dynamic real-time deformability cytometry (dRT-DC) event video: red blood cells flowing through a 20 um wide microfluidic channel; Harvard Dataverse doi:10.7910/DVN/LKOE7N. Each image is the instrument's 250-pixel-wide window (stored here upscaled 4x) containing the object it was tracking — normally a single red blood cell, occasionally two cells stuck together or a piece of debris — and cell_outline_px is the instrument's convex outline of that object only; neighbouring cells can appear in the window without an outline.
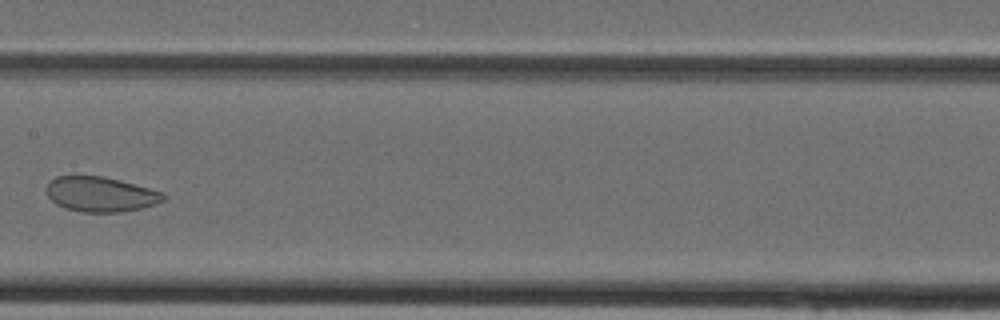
{"species": "Egyptian fruit bat (a non-hibernating species)", "species_latin": "Rousettus aegyptiacus", "temperature_condition": "cold", "stored_images_in_passage": 36, "camera_frame_rate_fps": 3000, "um_per_image_px": 0.085, "animal": {"sex": "female"}, "frame": {"image": 1, "passage_image": 16, "time_ms": 5.0, "image_size_px": [1000, 320], "cell_outline_px": [[168, 196], [164, 200], [156, 204], [140, 208], [120, 212], [80, 212], [64, 208], [56, 204], [48, 196], [44, 188], [48, 180], [56, 176], [104, 176], [120, 180], [164, 192]], "centroid_in_image_um": [8.53, 16.5], "position_along_channel_um": 198.9, "area_um2": 24.16}}
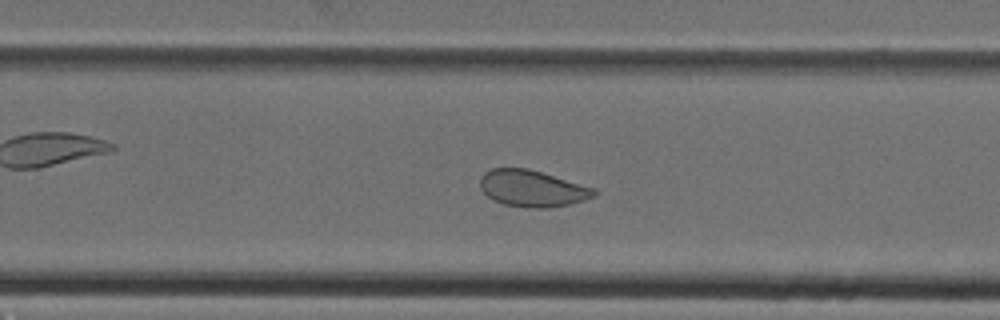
{"frame": {"image": 2, "passage_image": 21, "time_ms": 6.667, "image_size_px": [1000, 320], "cell_outline_px": [[596, 196], [584, 200], [568, 204], [548, 208], [528, 208], [504, 204], [492, 200], [480, 188], [480, 176], [484, 172], [492, 168], [528, 168], [596, 188]], "centroid_in_image_um": [45.23, 16.01], "position_along_channel_um": 284.6, "area_um2": 24.39}}
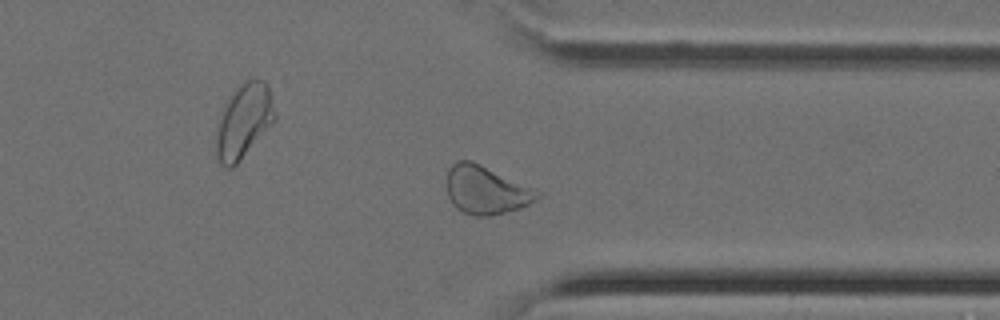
{"frame": {"image": 3, "passage_image": 26, "time_ms": 8.333, "image_size_px": [1000, 320], "cell_outline_px": [[544, 196], [520, 208], [488, 216], [472, 216], [456, 208], [452, 204], [448, 196], [448, 168], [456, 160], [472, 160], [536, 188], [544, 192]], "centroid_in_image_um": [41.37, 16.14], "position_along_channel_um": 370.0, "area_um2": 25.84}}